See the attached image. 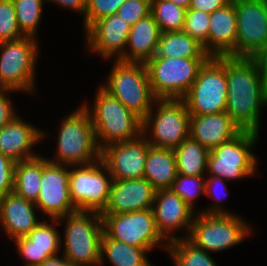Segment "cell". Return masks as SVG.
Returning <instances> with one entry per match:
<instances>
[{"label": "cell", "instance_id": "cell-33", "mask_svg": "<svg viewBox=\"0 0 267 266\" xmlns=\"http://www.w3.org/2000/svg\"><path fill=\"white\" fill-rule=\"evenodd\" d=\"M46 0H13L18 26L25 36L37 38Z\"/></svg>", "mask_w": 267, "mask_h": 266}, {"label": "cell", "instance_id": "cell-12", "mask_svg": "<svg viewBox=\"0 0 267 266\" xmlns=\"http://www.w3.org/2000/svg\"><path fill=\"white\" fill-rule=\"evenodd\" d=\"M190 115L225 112L227 101L226 66L210 57L200 68L195 82L183 98Z\"/></svg>", "mask_w": 267, "mask_h": 266}, {"label": "cell", "instance_id": "cell-31", "mask_svg": "<svg viewBox=\"0 0 267 266\" xmlns=\"http://www.w3.org/2000/svg\"><path fill=\"white\" fill-rule=\"evenodd\" d=\"M166 251L175 266H217L209 252L196 247L187 238L168 243Z\"/></svg>", "mask_w": 267, "mask_h": 266}, {"label": "cell", "instance_id": "cell-32", "mask_svg": "<svg viewBox=\"0 0 267 266\" xmlns=\"http://www.w3.org/2000/svg\"><path fill=\"white\" fill-rule=\"evenodd\" d=\"M186 10L167 0H151V14L161 32L182 31Z\"/></svg>", "mask_w": 267, "mask_h": 266}, {"label": "cell", "instance_id": "cell-41", "mask_svg": "<svg viewBox=\"0 0 267 266\" xmlns=\"http://www.w3.org/2000/svg\"><path fill=\"white\" fill-rule=\"evenodd\" d=\"M13 91L14 90L0 88V128L10 122L18 114L16 113L17 109L13 107V102L9 98V94L11 92L14 93Z\"/></svg>", "mask_w": 267, "mask_h": 266}, {"label": "cell", "instance_id": "cell-40", "mask_svg": "<svg viewBox=\"0 0 267 266\" xmlns=\"http://www.w3.org/2000/svg\"><path fill=\"white\" fill-rule=\"evenodd\" d=\"M16 162L0 152V198L13 192Z\"/></svg>", "mask_w": 267, "mask_h": 266}, {"label": "cell", "instance_id": "cell-30", "mask_svg": "<svg viewBox=\"0 0 267 266\" xmlns=\"http://www.w3.org/2000/svg\"><path fill=\"white\" fill-rule=\"evenodd\" d=\"M173 151L176 157L178 174L186 176L205 175L209 154L206 147L188 137Z\"/></svg>", "mask_w": 267, "mask_h": 266}, {"label": "cell", "instance_id": "cell-16", "mask_svg": "<svg viewBox=\"0 0 267 266\" xmlns=\"http://www.w3.org/2000/svg\"><path fill=\"white\" fill-rule=\"evenodd\" d=\"M150 147V143L141 135L134 140L117 142L102 148L100 159L113 180L141 179L144 178Z\"/></svg>", "mask_w": 267, "mask_h": 266}, {"label": "cell", "instance_id": "cell-44", "mask_svg": "<svg viewBox=\"0 0 267 266\" xmlns=\"http://www.w3.org/2000/svg\"><path fill=\"white\" fill-rule=\"evenodd\" d=\"M252 59L256 62L260 77L267 90V45L259 50Z\"/></svg>", "mask_w": 267, "mask_h": 266}, {"label": "cell", "instance_id": "cell-22", "mask_svg": "<svg viewBox=\"0 0 267 266\" xmlns=\"http://www.w3.org/2000/svg\"><path fill=\"white\" fill-rule=\"evenodd\" d=\"M38 211L34 202L18 196L14 192L0 198V225L8 238L14 241L27 236L41 220L35 211Z\"/></svg>", "mask_w": 267, "mask_h": 266}, {"label": "cell", "instance_id": "cell-34", "mask_svg": "<svg viewBox=\"0 0 267 266\" xmlns=\"http://www.w3.org/2000/svg\"><path fill=\"white\" fill-rule=\"evenodd\" d=\"M205 177L177 174L171 189L195 211V199L201 194L205 195Z\"/></svg>", "mask_w": 267, "mask_h": 266}, {"label": "cell", "instance_id": "cell-24", "mask_svg": "<svg viewBox=\"0 0 267 266\" xmlns=\"http://www.w3.org/2000/svg\"><path fill=\"white\" fill-rule=\"evenodd\" d=\"M237 19L235 0L210 14L208 55L236 57Z\"/></svg>", "mask_w": 267, "mask_h": 266}, {"label": "cell", "instance_id": "cell-3", "mask_svg": "<svg viewBox=\"0 0 267 266\" xmlns=\"http://www.w3.org/2000/svg\"><path fill=\"white\" fill-rule=\"evenodd\" d=\"M55 159L48 161L61 165H88L100 159L90 114L82 104L60 121Z\"/></svg>", "mask_w": 267, "mask_h": 266}, {"label": "cell", "instance_id": "cell-23", "mask_svg": "<svg viewBox=\"0 0 267 266\" xmlns=\"http://www.w3.org/2000/svg\"><path fill=\"white\" fill-rule=\"evenodd\" d=\"M241 131L227 112L190 115V137L208 150L233 139Z\"/></svg>", "mask_w": 267, "mask_h": 266}, {"label": "cell", "instance_id": "cell-26", "mask_svg": "<svg viewBox=\"0 0 267 266\" xmlns=\"http://www.w3.org/2000/svg\"><path fill=\"white\" fill-rule=\"evenodd\" d=\"M177 174L174 151L151 146L145 162L144 178L156 190L171 189Z\"/></svg>", "mask_w": 267, "mask_h": 266}, {"label": "cell", "instance_id": "cell-15", "mask_svg": "<svg viewBox=\"0 0 267 266\" xmlns=\"http://www.w3.org/2000/svg\"><path fill=\"white\" fill-rule=\"evenodd\" d=\"M236 57L252 58L267 45V0H235Z\"/></svg>", "mask_w": 267, "mask_h": 266}, {"label": "cell", "instance_id": "cell-28", "mask_svg": "<svg viewBox=\"0 0 267 266\" xmlns=\"http://www.w3.org/2000/svg\"><path fill=\"white\" fill-rule=\"evenodd\" d=\"M153 57L210 58L203 45L184 31L161 32Z\"/></svg>", "mask_w": 267, "mask_h": 266}, {"label": "cell", "instance_id": "cell-19", "mask_svg": "<svg viewBox=\"0 0 267 266\" xmlns=\"http://www.w3.org/2000/svg\"><path fill=\"white\" fill-rule=\"evenodd\" d=\"M44 132L17 114L0 128V152L15 162L37 157L33 149L47 136Z\"/></svg>", "mask_w": 267, "mask_h": 266}, {"label": "cell", "instance_id": "cell-2", "mask_svg": "<svg viewBox=\"0 0 267 266\" xmlns=\"http://www.w3.org/2000/svg\"><path fill=\"white\" fill-rule=\"evenodd\" d=\"M87 104L83 102L90 114L100 150L110 144L131 141L142 135L143 120L101 86L95 95L94 107Z\"/></svg>", "mask_w": 267, "mask_h": 266}, {"label": "cell", "instance_id": "cell-9", "mask_svg": "<svg viewBox=\"0 0 267 266\" xmlns=\"http://www.w3.org/2000/svg\"><path fill=\"white\" fill-rule=\"evenodd\" d=\"M209 58L152 57L147 67L156 99H183Z\"/></svg>", "mask_w": 267, "mask_h": 266}, {"label": "cell", "instance_id": "cell-29", "mask_svg": "<svg viewBox=\"0 0 267 266\" xmlns=\"http://www.w3.org/2000/svg\"><path fill=\"white\" fill-rule=\"evenodd\" d=\"M42 156L19 161L14 169L13 192L26 200L36 202L41 186Z\"/></svg>", "mask_w": 267, "mask_h": 266}, {"label": "cell", "instance_id": "cell-18", "mask_svg": "<svg viewBox=\"0 0 267 266\" xmlns=\"http://www.w3.org/2000/svg\"><path fill=\"white\" fill-rule=\"evenodd\" d=\"M130 28L131 25L116 13L105 16L85 31V46L104 60H119L126 50Z\"/></svg>", "mask_w": 267, "mask_h": 266}, {"label": "cell", "instance_id": "cell-45", "mask_svg": "<svg viewBox=\"0 0 267 266\" xmlns=\"http://www.w3.org/2000/svg\"><path fill=\"white\" fill-rule=\"evenodd\" d=\"M52 256L44 260L41 264L37 266H75L70 260H68L65 256L62 255Z\"/></svg>", "mask_w": 267, "mask_h": 266}, {"label": "cell", "instance_id": "cell-36", "mask_svg": "<svg viewBox=\"0 0 267 266\" xmlns=\"http://www.w3.org/2000/svg\"><path fill=\"white\" fill-rule=\"evenodd\" d=\"M24 36L18 26L13 0H0V43Z\"/></svg>", "mask_w": 267, "mask_h": 266}, {"label": "cell", "instance_id": "cell-35", "mask_svg": "<svg viewBox=\"0 0 267 266\" xmlns=\"http://www.w3.org/2000/svg\"><path fill=\"white\" fill-rule=\"evenodd\" d=\"M210 13L187 9L182 31L203 45L208 54V27Z\"/></svg>", "mask_w": 267, "mask_h": 266}, {"label": "cell", "instance_id": "cell-38", "mask_svg": "<svg viewBox=\"0 0 267 266\" xmlns=\"http://www.w3.org/2000/svg\"><path fill=\"white\" fill-rule=\"evenodd\" d=\"M126 0H87V8L83 18V29L86 31L95 21L117 13Z\"/></svg>", "mask_w": 267, "mask_h": 266}, {"label": "cell", "instance_id": "cell-1", "mask_svg": "<svg viewBox=\"0 0 267 266\" xmlns=\"http://www.w3.org/2000/svg\"><path fill=\"white\" fill-rule=\"evenodd\" d=\"M226 66V110L242 130L260 133L262 107L267 106V90L258 66L248 57H217Z\"/></svg>", "mask_w": 267, "mask_h": 266}, {"label": "cell", "instance_id": "cell-20", "mask_svg": "<svg viewBox=\"0 0 267 266\" xmlns=\"http://www.w3.org/2000/svg\"><path fill=\"white\" fill-rule=\"evenodd\" d=\"M49 221L48 224L44 219L27 236L14 240L19 255L25 260L24 266H37L59 254L62 243L60 232L55 226L60 222L57 219Z\"/></svg>", "mask_w": 267, "mask_h": 266}, {"label": "cell", "instance_id": "cell-13", "mask_svg": "<svg viewBox=\"0 0 267 266\" xmlns=\"http://www.w3.org/2000/svg\"><path fill=\"white\" fill-rule=\"evenodd\" d=\"M104 234L114 240L149 252L157 245L167 250L168 244L159 235L153 209L119 214H101Z\"/></svg>", "mask_w": 267, "mask_h": 266}, {"label": "cell", "instance_id": "cell-42", "mask_svg": "<svg viewBox=\"0 0 267 266\" xmlns=\"http://www.w3.org/2000/svg\"><path fill=\"white\" fill-rule=\"evenodd\" d=\"M231 0H191L188 9L212 13L215 10L224 8Z\"/></svg>", "mask_w": 267, "mask_h": 266}, {"label": "cell", "instance_id": "cell-8", "mask_svg": "<svg viewBox=\"0 0 267 266\" xmlns=\"http://www.w3.org/2000/svg\"><path fill=\"white\" fill-rule=\"evenodd\" d=\"M236 214L196 212L187 239L206 252H220L237 246L253 233L252 227Z\"/></svg>", "mask_w": 267, "mask_h": 266}, {"label": "cell", "instance_id": "cell-37", "mask_svg": "<svg viewBox=\"0 0 267 266\" xmlns=\"http://www.w3.org/2000/svg\"><path fill=\"white\" fill-rule=\"evenodd\" d=\"M209 176V178H208ZM226 180L222 179L221 177H216L213 175H207V178L205 180V195L213 198L214 203L210 207L208 206L203 211L200 210V213L203 214H234L230 210H226L221 205V200L224 198V195L227 196L229 194V191L227 189V185L225 184ZM220 188V189H219ZM219 190V191H218ZM222 192L225 194L222 195ZM222 196V198H221ZM222 206V207H221Z\"/></svg>", "mask_w": 267, "mask_h": 266}, {"label": "cell", "instance_id": "cell-43", "mask_svg": "<svg viewBox=\"0 0 267 266\" xmlns=\"http://www.w3.org/2000/svg\"><path fill=\"white\" fill-rule=\"evenodd\" d=\"M47 2L55 3L63 7L64 9H69L82 14L85 16L86 8H87V0H46Z\"/></svg>", "mask_w": 267, "mask_h": 266}, {"label": "cell", "instance_id": "cell-21", "mask_svg": "<svg viewBox=\"0 0 267 266\" xmlns=\"http://www.w3.org/2000/svg\"><path fill=\"white\" fill-rule=\"evenodd\" d=\"M156 189L146 179L113 180L107 207L101 214H119L153 207Z\"/></svg>", "mask_w": 267, "mask_h": 266}, {"label": "cell", "instance_id": "cell-17", "mask_svg": "<svg viewBox=\"0 0 267 266\" xmlns=\"http://www.w3.org/2000/svg\"><path fill=\"white\" fill-rule=\"evenodd\" d=\"M152 209L157 231L167 244L188 237L196 213L172 189L157 190ZM184 227L186 234L175 236Z\"/></svg>", "mask_w": 267, "mask_h": 266}, {"label": "cell", "instance_id": "cell-4", "mask_svg": "<svg viewBox=\"0 0 267 266\" xmlns=\"http://www.w3.org/2000/svg\"><path fill=\"white\" fill-rule=\"evenodd\" d=\"M66 221L62 255L75 266H100L101 240L104 234L99 212L75 211L57 219Z\"/></svg>", "mask_w": 267, "mask_h": 266}, {"label": "cell", "instance_id": "cell-46", "mask_svg": "<svg viewBox=\"0 0 267 266\" xmlns=\"http://www.w3.org/2000/svg\"><path fill=\"white\" fill-rule=\"evenodd\" d=\"M167 1L172 2L176 5H179L185 9H188L190 2H191V0H167Z\"/></svg>", "mask_w": 267, "mask_h": 266}, {"label": "cell", "instance_id": "cell-11", "mask_svg": "<svg viewBox=\"0 0 267 266\" xmlns=\"http://www.w3.org/2000/svg\"><path fill=\"white\" fill-rule=\"evenodd\" d=\"M69 190L76 211L102 213L107 207L113 178L101 159L69 166Z\"/></svg>", "mask_w": 267, "mask_h": 266}, {"label": "cell", "instance_id": "cell-27", "mask_svg": "<svg viewBox=\"0 0 267 266\" xmlns=\"http://www.w3.org/2000/svg\"><path fill=\"white\" fill-rule=\"evenodd\" d=\"M148 253L147 249L131 246L103 234L99 265L102 266L108 260L112 266H153L148 260Z\"/></svg>", "mask_w": 267, "mask_h": 266}, {"label": "cell", "instance_id": "cell-14", "mask_svg": "<svg viewBox=\"0 0 267 266\" xmlns=\"http://www.w3.org/2000/svg\"><path fill=\"white\" fill-rule=\"evenodd\" d=\"M35 205L43 217L46 215L50 219L76 211L70 197L68 165L52 163L42 156L41 186Z\"/></svg>", "mask_w": 267, "mask_h": 266}, {"label": "cell", "instance_id": "cell-6", "mask_svg": "<svg viewBox=\"0 0 267 266\" xmlns=\"http://www.w3.org/2000/svg\"><path fill=\"white\" fill-rule=\"evenodd\" d=\"M142 135L153 147L176 149L190 137V113L184 100L156 99L143 119Z\"/></svg>", "mask_w": 267, "mask_h": 266}, {"label": "cell", "instance_id": "cell-5", "mask_svg": "<svg viewBox=\"0 0 267 266\" xmlns=\"http://www.w3.org/2000/svg\"><path fill=\"white\" fill-rule=\"evenodd\" d=\"M114 60L106 84L100 86L143 120L156 100L147 67L142 62Z\"/></svg>", "mask_w": 267, "mask_h": 266}, {"label": "cell", "instance_id": "cell-10", "mask_svg": "<svg viewBox=\"0 0 267 266\" xmlns=\"http://www.w3.org/2000/svg\"><path fill=\"white\" fill-rule=\"evenodd\" d=\"M35 37L0 43V88L14 92H35V66L39 42ZM35 76V77H34Z\"/></svg>", "mask_w": 267, "mask_h": 266}, {"label": "cell", "instance_id": "cell-39", "mask_svg": "<svg viewBox=\"0 0 267 266\" xmlns=\"http://www.w3.org/2000/svg\"><path fill=\"white\" fill-rule=\"evenodd\" d=\"M116 14L132 26L151 14V0H126Z\"/></svg>", "mask_w": 267, "mask_h": 266}, {"label": "cell", "instance_id": "cell-7", "mask_svg": "<svg viewBox=\"0 0 267 266\" xmlns=\"http://www.w3.org/2000/svg\"><path fill=\"white\" fill-rule=\"evenodd\" d=\"M260 133L242 130L233 139L209 150L206 174L226 181L252 177L257 171V156L252 153Z\"/></svg>", "mask_w": 267, "mask_h": 266}, {"label": "cell", "instance_id": "cell-25", "mask_svg": "<svg viewBox=\"0 0 267 266\" xmlns=\"http://www.w3.org/2000/svg\"><path fill=\"white\" fill-rule=\"evenodd\" d=\"M160 35L161 30L152 14L139 19L130 28L126 50L119 60L146 63L156 54Z\"/></svg>", "mask_w": 267, "mask_h": 266}]
</instances>
